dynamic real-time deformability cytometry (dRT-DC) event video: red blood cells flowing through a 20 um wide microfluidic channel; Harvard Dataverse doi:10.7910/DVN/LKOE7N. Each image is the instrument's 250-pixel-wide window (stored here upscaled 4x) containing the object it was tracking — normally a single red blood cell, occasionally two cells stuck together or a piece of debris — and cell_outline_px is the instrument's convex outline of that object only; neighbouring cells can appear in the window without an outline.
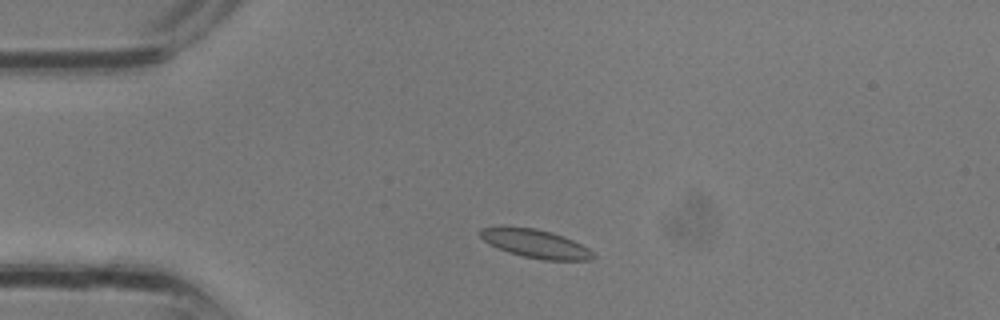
{"species": "common noctule bat (a hibernating species)", "species_latin": "Nyctalus noctula", "temperature_condition": "room temperature", "stored_images_in_passage": 2, "camera_frame_rate_fps": 3000, "um_per_image_px": 0.085, "animal": {"sex": "male", "body_mass_g": 13.3}, "frame": {"image": 1, "passage_image": 2, "time_ms": 0.333, "image_size_px": [1000, 320], "cell_outline_px": [[596, 256], [592, 260], [544, 260], [524, 256], [508, 252], [488, 244], [480, 236], [480, 228], [536, 228], [552, 232], [564, 236], [588, 248]], "centroid_in_image_um": [45.56, 20.73], "position_along_channel_um": 39.4, "area_um2": 18.32}}